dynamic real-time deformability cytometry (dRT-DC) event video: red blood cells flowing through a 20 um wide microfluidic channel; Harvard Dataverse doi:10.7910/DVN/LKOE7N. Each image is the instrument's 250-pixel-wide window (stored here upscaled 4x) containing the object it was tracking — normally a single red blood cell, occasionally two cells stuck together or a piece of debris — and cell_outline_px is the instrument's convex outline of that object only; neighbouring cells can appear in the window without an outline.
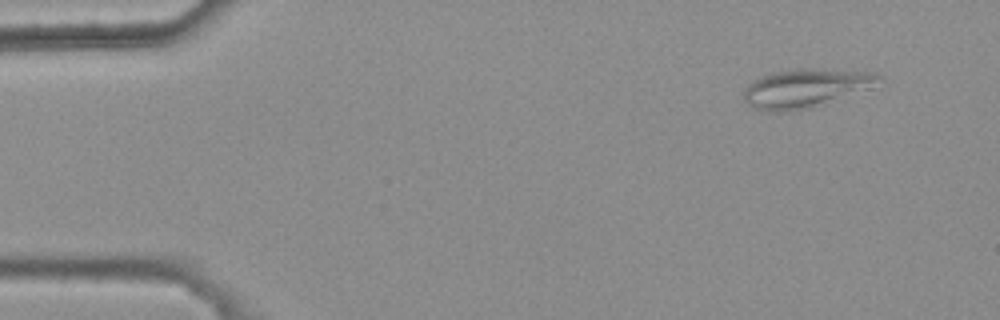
{"species": "common noctule bat (a hibernating species)", "species_latin": "Nyctalus noctula", "temperature_condition": "warm", "stored_images_in_passage": 5, "camera_frame_rate_fps": 3000, "um_per_image_px": 0.085, "animal": {"sex": "female", "body_mass_g": 25.1}, "frame": {"image": 1, "passage_image": 1, "time_ms": 0.0, "image_size_px": [1000, 320], "cell_outline_px": [[884, 80], [808, 108], [788, 112], [764, 112], [752, 108], [744, 100], [744, 88], [752, 80], [760, 76], [772, 72], [796, 68], [832, 68], [872, 72], [884, 76]], "centroid_in_image_um": [68.36, 7.46], "position_along_channel_um": 16.6, "area_um2": 30.23}}